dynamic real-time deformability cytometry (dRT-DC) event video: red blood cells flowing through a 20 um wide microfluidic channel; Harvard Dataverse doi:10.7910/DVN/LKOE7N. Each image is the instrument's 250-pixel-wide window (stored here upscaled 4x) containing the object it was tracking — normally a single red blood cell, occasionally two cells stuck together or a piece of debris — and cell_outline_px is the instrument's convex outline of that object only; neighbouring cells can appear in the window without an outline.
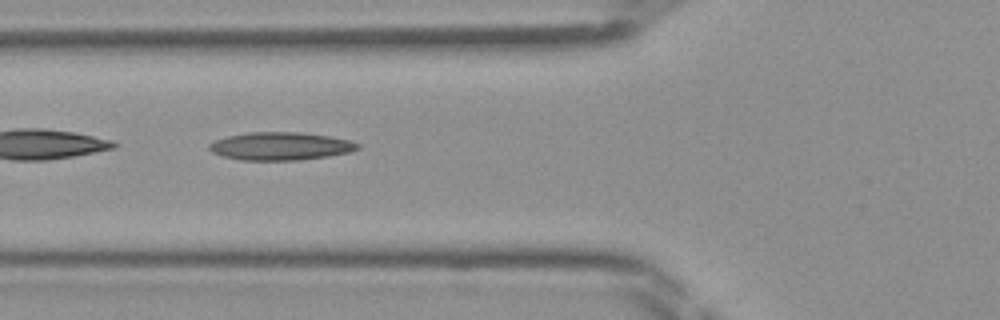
{"species": "Egyptian fruit bat (a non-hibernating species)", "species_latin": "Rousettus aegyptiacus", "temperature_condition": "room temperature", "stored_images_in_passage": 33, "camera_frame_rate_fps": 3000, "um_per_image_px": 0.085, "frame": {"image": 1, "passage_image": 4, "time_ms": 1.0, "image_size_px": [1000, 320], "cell_outline_px": [[360, 148], [348, 152], [328, 156], [300, 160], [240, 160], [224, 156], [212, 152], [208, 148], [208, 144], [216, 140], [228, 136], [248, 132], [300, 132], [328, 136], [348, 140], [360, 144]], "centroid_in_image_um": [23.83, 12.42], "position_along_channel_um": 102.0, "area_um2": 24.04}}
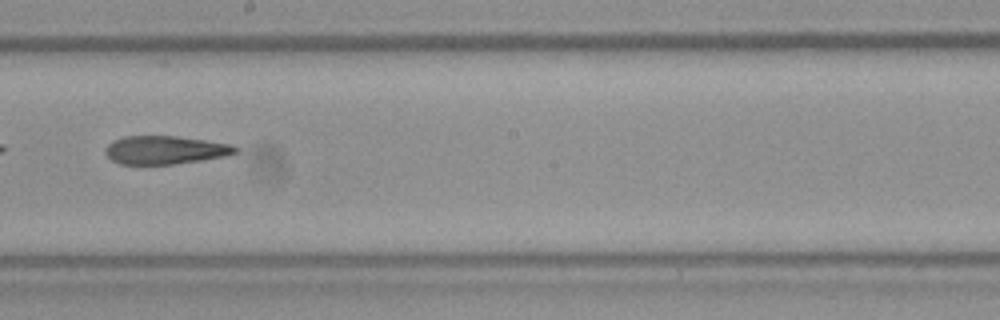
{"frame": {"image": 2, "passage_image": 13, "time_ms": 4.0, "image_size_px": [1000, 320], "cell_outline_px": [[240, 152], [224, 156], [200, 160], [172, 164], [120, 164], [112, 160], [104, 152], [104, 148], [112, 140], [124, 136], [176, 136], [232, 144], [240, 148]], "centroid_in_image_um": [14.03, 12.74], "position_along_channel_um": 234.2, "area_um2": 21.5}}
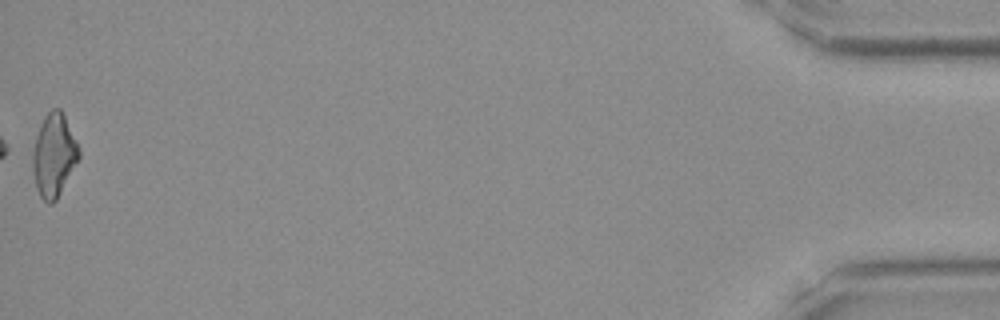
{"frame": {"image": 3, "passage_image": 33, "time_ms": 10.667, "image_size_px": [1000, 320], "cell_outline_px": [[80, 156], [56, 200], [52, 204], [48, 204], [40, 196], [36, 188], [32, 172], [32, 152], [36, 136], [40, 124], [44, 116], [52, 108], [60, 108], [80, 148]], "centroid_in_image_um": [4.56, 13.2], "position_along_channel_um": 430.6, "area_um2": 22.31}}